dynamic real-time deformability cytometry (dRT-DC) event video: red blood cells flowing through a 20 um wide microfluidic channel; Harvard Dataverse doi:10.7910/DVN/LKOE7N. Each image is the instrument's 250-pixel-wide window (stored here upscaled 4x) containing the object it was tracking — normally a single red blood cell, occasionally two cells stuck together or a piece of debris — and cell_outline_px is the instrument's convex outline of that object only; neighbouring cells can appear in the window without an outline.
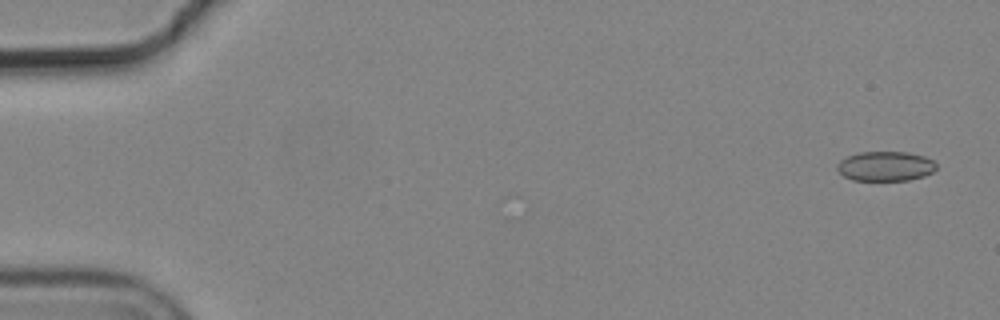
{"species": "common noctule bat (a hibernating species)", "species_latin": "Nyctalus noctula", "temperature_condition": "cold", "stored_images_in_passage": 6, "camera_frame_rate_fps": 3000, "um_per_image_px": 0.085, "animal": {"sex": "male", "body_mass_g": 19.2, "forearm_length_mm": 51.8}, "frame": {"image": 1, "passage_image": 1, "time_ms": 0.0, "image_size_px": [1000, 320], "cell_outline_px": [[936, 168], [932, 172], [924, 176], [908, 180], [852, 180], [844, 176], [836, 168], [836, 164], [840, 160], [848, 156], [860, 152], [908, 152], [924, 156], [932, 160], [936, 164]], "centroid_in_image_um": [75.25, 14.12], "position_along_channel_um": 9.7, "area_um2": 17.11}}
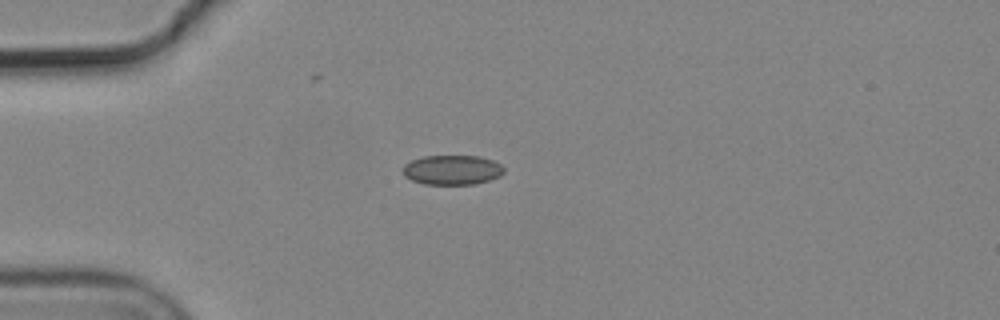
{"frame": {"image": 2, "passage_image": 4, "time_ms": 1.0, "image_size_px": [1000, 320], "cell_outline_px": [[504, 172], [500, 176], [488, 180], [472, 184], [424, 184], [412, 180], [404, 176], [404, 164], [412, 160], [424, 156], [480, 156], [492, 160], [500, 164], [504, 168]], "centroid_in_image_um": [38.44, 14.44], "position_along_channel_um": 46.6, "area_um2": 17.34}}
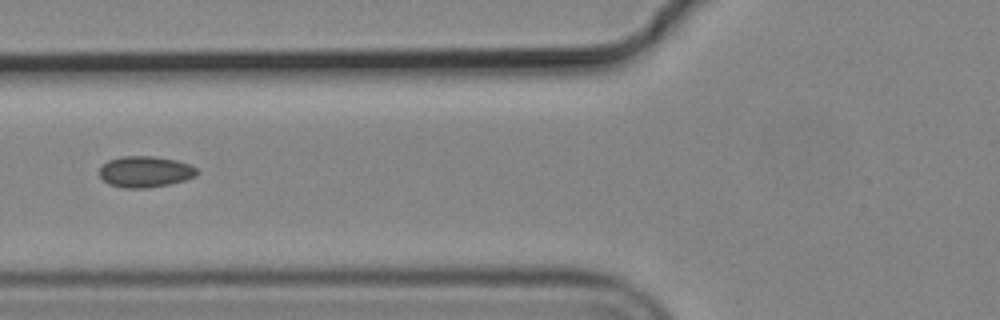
{"frame": {"image": 3, "passage_image": 6, "time_ms": 1.667, "image_size_px": [1000, 320], "cell_outline_px": [[200, 172], [196, 176], [184, 180], [168, 184], [144, 188], [124, 188], [108, 184], [100, 176], [100, 164], [108, 160], [120, 156], [152, 156], [176, 160], [188, 164], [196, 168]], "centroid_in_image_um": [12.31, 14.59], "position_along_channel_um": 113.5, "area_um2": 17.74}}